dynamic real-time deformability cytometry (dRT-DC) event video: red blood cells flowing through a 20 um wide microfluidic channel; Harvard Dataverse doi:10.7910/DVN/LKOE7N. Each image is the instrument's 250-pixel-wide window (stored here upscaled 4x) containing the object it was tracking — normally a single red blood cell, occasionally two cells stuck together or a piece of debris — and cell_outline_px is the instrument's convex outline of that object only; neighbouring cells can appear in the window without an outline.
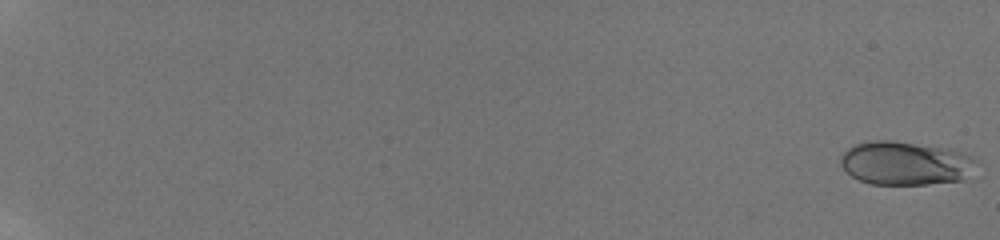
{"species": "human", "species_latin": "Homo sapiens", "temperature_condition": "room temperature", "stored_images_in_passage": 58, "camera_frame_rate_fps": 3000, "um_per_image_px": 0.085, "donor": {"sex": "male"}, "frame": {"image": 1, "passage_image": 1, "time_ms": 0.0, "image_size_px": [1000, 240], "cell_outline_px": [[980, 160], [964, 180], [928, 184], [872, 184], [860, 180], [852, 176], [840, 164], [840, 160], [844, 152], [852, 144], [868, 140], [892, 140], [948, 148], [972, 156]], "centroid_in_image_um": [76.97, 13.86], "position_along_channel_um": 8.0, "area_um2": 34.74}}
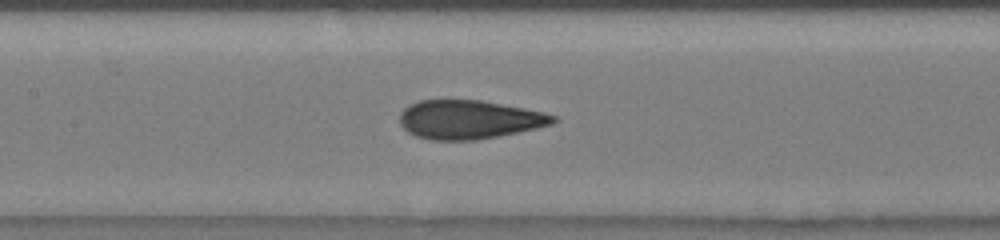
{"frame": {"image": 2, "passage_image": 33, "time_ms": 10.667, "image_size_px": [1000, 240], "cell_outline_px": [[560, 120], [552, 124], [536, 128], [476, 140], [432, 140], [416, 136], [408, 132], [400, 124], [400, 112], [408, 104], [420, 100], [480, 100], [524, 108], [544, 112], [556, 116]], "centroid_in_image_um": [39.86, 10.16], "position_along_channel_um": 167.5, "area_um2": 34.62}}
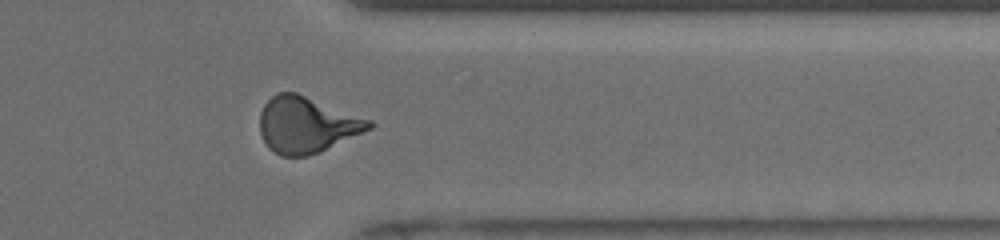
{"frame": {"image": 3, "passage_image": 50, "time_ms": 16.333, "image_size_px": [1000, 240], "cell_outline_px": [[376, 124], [372, 128], [320, 152], [308, 156], [280, 156], [268, 148], [260, 132], [260, 112], [264, 104], [276, 92], [296, 92], [372, 120]], "centroid_in_image_um": [26.07, 10.61], "position_along_channel_um": 385.3, "area_um2": 35.78}, "authors_computed_cell_mechanics": {"area_um2": 34.3043, "velocity_mm_per_s": 3.8694, "shape_relaxation_time_tau1_ms": 5.1379, "shape_relaxation_time_tau2_ms": 0.8876, "deformation_change_tau1": 0.1838, "deformation_change_tau2": 0.0683}}